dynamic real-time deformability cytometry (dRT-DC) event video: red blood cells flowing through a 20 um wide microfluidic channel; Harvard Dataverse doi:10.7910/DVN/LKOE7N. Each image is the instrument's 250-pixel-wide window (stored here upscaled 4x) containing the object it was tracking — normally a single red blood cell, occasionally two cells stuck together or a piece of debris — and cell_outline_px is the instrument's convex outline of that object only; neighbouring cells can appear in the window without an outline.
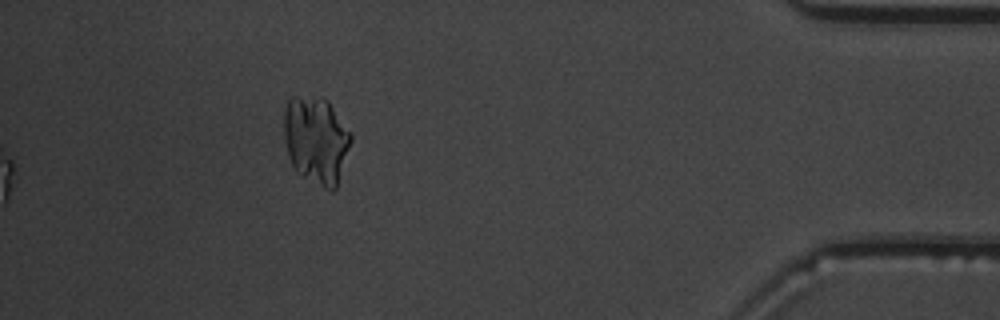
{"species": "common noctule bat (a hibernating species)", "species_latin": "Nyctalus noctula", "temperature_condition": "warm", "stored_images_in_passage": 55, "segment_of_instrument_passage": [2, 2], "camera_frame_rate_fps": 3000, "um_per_image_px": 0.085, "animal": {"sex": "male", "body_mass_g": 19.5, "forearm_length_mm": 54.6}, "frame": {"image": 1, "passage_image": 55, "time_ms": 18.0, "image_size_px": [1000, 320], "cell_outline_px": [[352, 140], [336, 188], [332, 192], [300, 176], [296, 172], [288, 156], [284, 136], [284, 108], [288, 100], [292, 96], [320, 96], [328, 100], [352, 132]], "centroid_in_image_um": [26.88, 11.88], "position_along_channel_um": 408.3, "area_um2": 34.68}}